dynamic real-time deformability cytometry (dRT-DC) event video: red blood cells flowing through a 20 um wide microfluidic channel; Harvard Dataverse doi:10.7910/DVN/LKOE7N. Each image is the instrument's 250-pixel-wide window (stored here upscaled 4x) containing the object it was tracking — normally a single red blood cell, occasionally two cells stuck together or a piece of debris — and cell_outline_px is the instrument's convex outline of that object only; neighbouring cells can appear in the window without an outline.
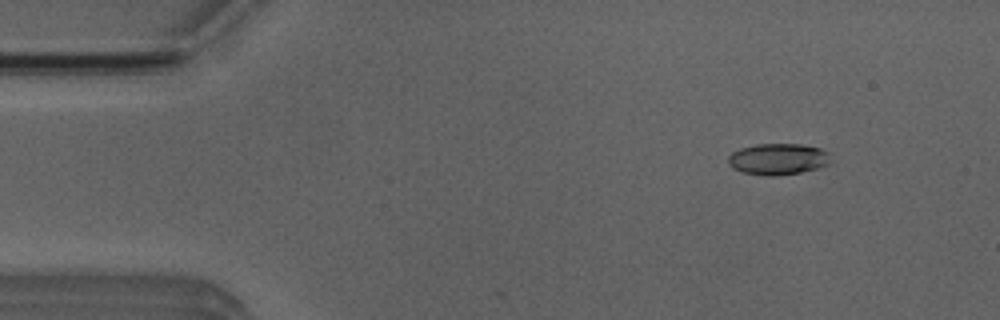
{"species": "Egyptian fruit bat (a non-hibernating species)", "species_latin": "Rousettus aegyptiacus", "temperature_condition": "room temperature", "stored_images_in_passage": 38, "camera_frame_rate_fps": 3000, "um_per_image_px": 0.085, "animal": {"sex": "male"}, "frame": {"image": 1, "passage_image": 4, "time_ms": 1.0, "image_size_px": [1000, 320], "cell_outline_px": [[828, 164], [820, 168], [800, 172], [772, 176], [768, 176], [744, 172], [732, 168], [728, 164], [728, 156], [732, 152], [740, 148], [756, 144], [800, 144], [820, 148], [828, 152]], "centroid_in_image_um": [66.1, 13.51], "position_along_channel_um": 18.9, "area_um2": 18.61}}
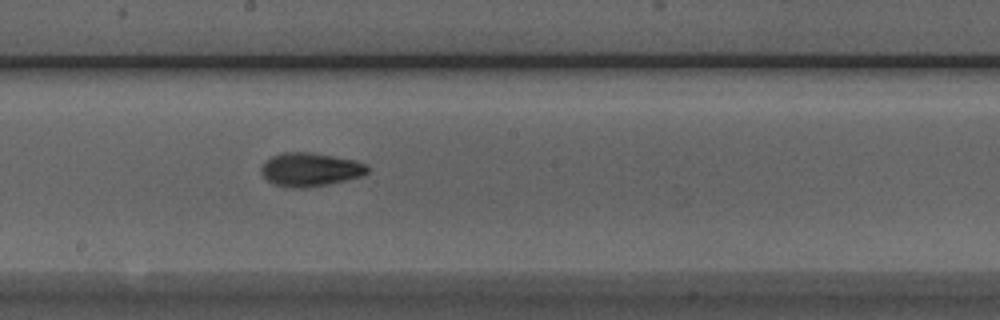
{"frame": {"image": 2, "passage_image": 26, "time_ms": 8.333, "image_size_px": [1000, 320], "cell_outline_px": [[368, 172], [364, 176], [348, 180], [328, 184], [304, 188], [292, 188], [272, 184], [260, 172], [260, 168], [272, 156], [284, 152], [312, 152], [356, 160], [368, 164]], "centroid_in_image_um": [26.41, 14.41], "position_along_channel_um": 221.8, "area_um2": 20.98}}
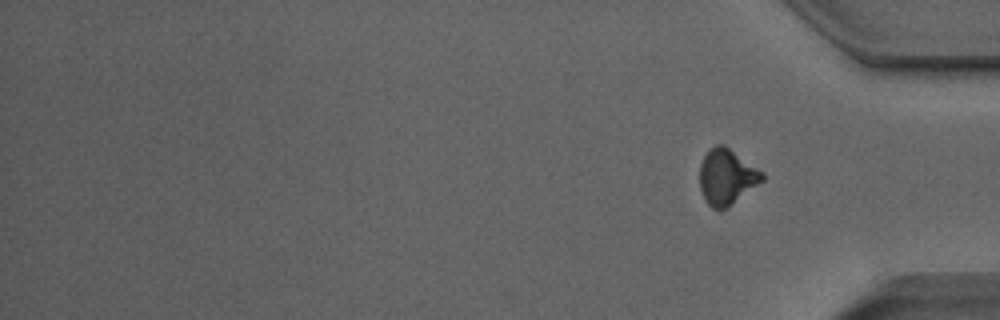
{"frame": {"image": 3, "passage_image": 38, "time_ms": 12.333, "image_size_px": [1000, 320], "cell_outline_px": [[764, 180], [724, 208], [712, 208], [704, 200], [700, 188], [700, 164], [704, 156], [716, 144], [724, 144], [764, 172]], "centroid_in_image_um": [61.76, 15.0], "position_along_channel_um": 373.4, "area_um2": 19.88}, "authors_computed_cell_mechanics": {"area_um2": 19.3341, "velocity_mm_per_s": 3.9173, "shape_relaxation_time_tau1_ms": 3.9913, "shape_relaxation_time_tau2_ms": 2.0534, "deformation_change_tau1": 0.1588, "deformation_change_tau2": 0.0742}}